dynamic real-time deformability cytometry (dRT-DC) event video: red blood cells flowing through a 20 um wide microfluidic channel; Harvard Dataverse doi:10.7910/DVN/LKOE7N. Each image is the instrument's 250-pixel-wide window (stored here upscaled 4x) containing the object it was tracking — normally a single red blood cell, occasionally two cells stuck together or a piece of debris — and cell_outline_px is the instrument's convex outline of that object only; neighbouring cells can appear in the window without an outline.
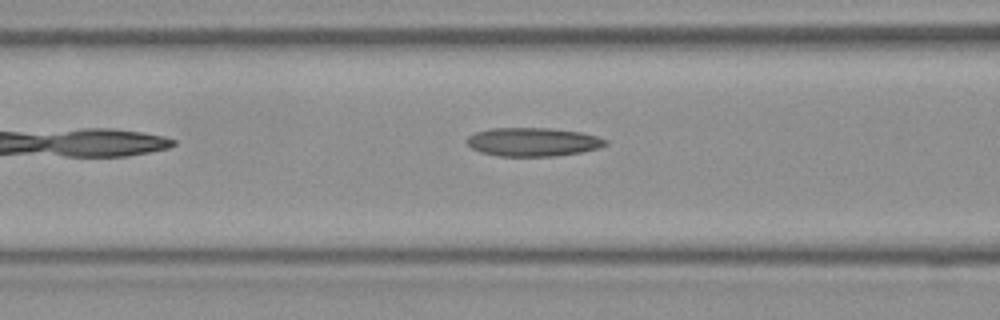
{"species": "Egyptian fruit bat (a non-hibernating species)", "species_latin": "Rousettus aegyptiacus", "temperature_condition": "room temperature", "stored_images_in_passage": 5, "camera_frame_rate_fps": 3000, "um_per_image_px": 0.085, "frame": {"image": 1, "passage_image": 5, "time_ms": 1.333, "image_size_px": [1000, 320], "cell_outline_px": [[608, 144], [600, 148], [580, 152], [556, 156], [500, 156], [480, 152], [472, 148], [468, 144], [468, 136], [476, 132], [492, 128], [552, 128], [580, 132], [596, 136], [608, 140]], "centroid_in_image_um": [45.33, 12.06], "position_along_channel_um": 121.3, "area_um2": 23.06}}